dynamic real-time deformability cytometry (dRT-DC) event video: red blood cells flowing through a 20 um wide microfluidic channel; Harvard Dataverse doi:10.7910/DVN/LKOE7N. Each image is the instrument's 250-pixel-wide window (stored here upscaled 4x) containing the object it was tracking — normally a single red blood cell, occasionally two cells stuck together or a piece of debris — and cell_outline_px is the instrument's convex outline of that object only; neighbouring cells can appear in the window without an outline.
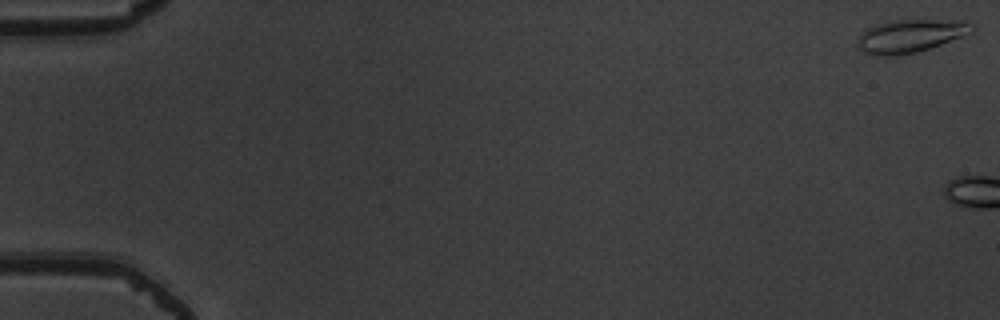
{"species": "common noctule bat (a hibernating species)", "species_latin": "Nyctalus noctula", "temperature_condition": "warm", "stored_images_in_passage": 5, "camera_frame_rate_fps": 3000, "um_per_image_px": 0.085, "animal": {"sex": "male", "body_mass_g": 19.5, "forearm_length_mm": 54.6}, "frame": {"image": 1, "passage_image": 1, "time_ms": 0.0, "image_size_px": [1000, 320], "cell_outline_px": [[976, 28], [972, 32], [940, 44], [916, 52], [892, 56], [880, 56], [864, 52], [856, 44], [856, 40], [860, 32], [876, 24], [892, 20], [964, 20], [972, 24]], "centroid_in_image_um": [77.35, 3.04], "position_along_channel_um": 7.7, "area_um2": 21.96}}